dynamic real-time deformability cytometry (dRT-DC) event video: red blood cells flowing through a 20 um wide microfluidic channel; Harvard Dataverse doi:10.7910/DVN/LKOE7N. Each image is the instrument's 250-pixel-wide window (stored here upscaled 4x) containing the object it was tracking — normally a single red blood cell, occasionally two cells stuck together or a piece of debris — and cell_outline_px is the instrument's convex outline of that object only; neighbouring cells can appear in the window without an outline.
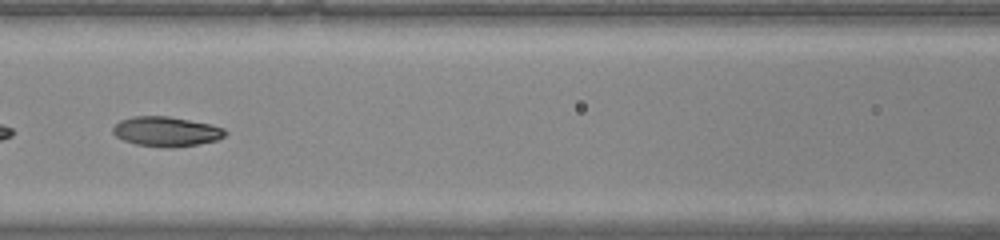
{"species": "common noctule bat (a hibernating species)", "species_latin": "Nyctalus noctula", "temperature_condition": "warm", "stored_images_in_passage": 29, "camera_frame_rate_fps": 3000, "um_per_image_px": 0.085, "animal": {"sex": "male", "body_mass_g": 20.0, "forearm_length_mm": 53.3}, "frame": {"image": 1, "passage_image": 21, "time_ms": 6.667, "image_size_px": [1000, 240], "cell_outline_px": [[228, 132], [224, 136], [216, 140], [176, 148], [172, 148], [136, 144], [124, 140], [116, 136], [112, 132], [112, 128], [120, 120], [132, 116], [168, 116], [212, 124], [224, 128]], "centroid_in_image_um": [14.14, 11.17], "position_along_channel_um": 152.5, "area_um2": 19.48}}